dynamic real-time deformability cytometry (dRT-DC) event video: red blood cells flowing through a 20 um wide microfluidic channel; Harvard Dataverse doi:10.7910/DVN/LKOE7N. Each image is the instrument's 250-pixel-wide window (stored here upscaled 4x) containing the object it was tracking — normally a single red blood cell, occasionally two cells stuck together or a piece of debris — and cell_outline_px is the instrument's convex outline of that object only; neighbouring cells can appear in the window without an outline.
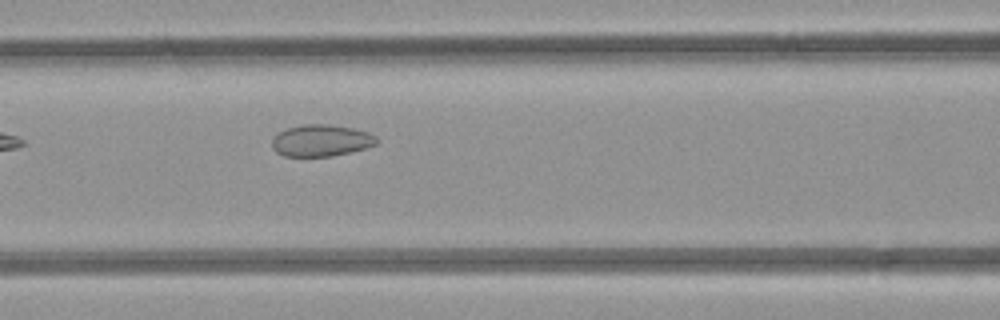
{"species": "common noctule bat (a hibernating species)", "species_latin": "Nyctalus noctula", "temperature_condition": "room temperature", "stored_images_in_passage": 4, "camera_frame_rate_fps": 3000, "um_per_image_px": 0.085, "animal": {"sex": "female", "body_mass_g": 21.9}, "frame": {"image": 1, "passage_image": 3, "time_ms": 2.333, "image_size_px": [1000, 320], "cell_outline_px": [[376, 144], [364, 148], [332, 156], [284, 156], [276, 152], [272, 148], [272, 140], [280, 132], [288, 128], [304, 124], [328, 124], [352, 128], [368, 132], [376, 136]], "centroid_in_image_um": [27.28, 11.94], "position_along_channel_um": 139.3, "area_um2": 19.07}}